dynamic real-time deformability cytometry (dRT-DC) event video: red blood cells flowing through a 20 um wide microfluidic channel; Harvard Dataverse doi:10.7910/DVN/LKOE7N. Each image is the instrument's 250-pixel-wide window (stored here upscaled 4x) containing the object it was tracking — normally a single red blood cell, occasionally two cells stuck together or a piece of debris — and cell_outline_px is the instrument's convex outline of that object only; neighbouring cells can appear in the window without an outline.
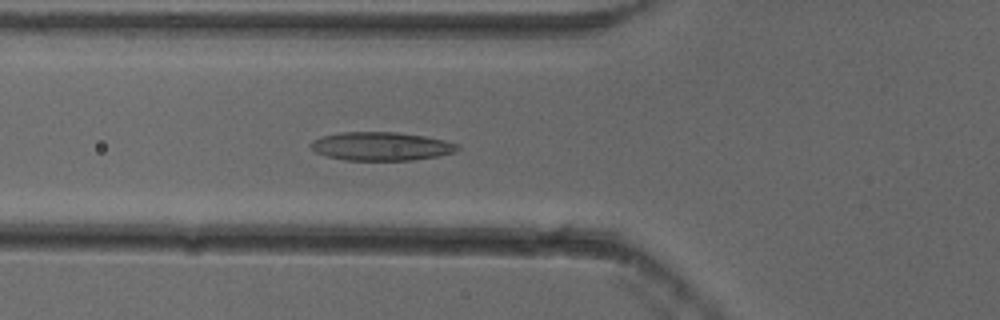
{"species": "common noctule bat (a hibernating species)", "species_latin": "Nyctalus noctula", "temperature_condition": "cold", "stored_images_in_passage": 54, "camera_frame_rate_fps": 3000, "um_per_image_px": 0.085, "animal": {"sex": "female"}, "frame": {"image": 1, "passage_image": 20, "time_ms": 6.333, "image_size_px": [1000, 320], "cell_outline_px": [[460, 148], [456, 152], [440, 156], [412, 160], [344, 160], [324, 156], [316, 152], [308, 144], [312, 140], [320, 136], [340, 132], [396, 132], [424, 136], [444, 140], [460, 144]], "centroid_in_image_um": [32.39, 12.43], "position_along_channel_um": 93.4, "area_um2": 24.68}}
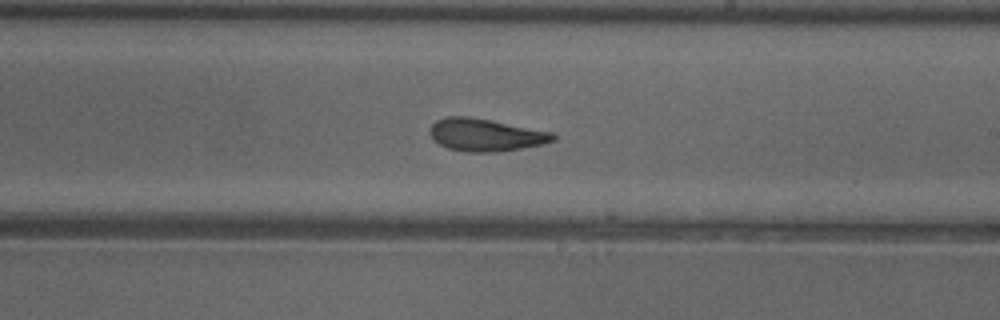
{"frame": {"image": 2, "passage_image": 32, "time_ms": 10.333, "image_size_px": [1000, 320], "cell_outline_px": [[556, 140], [540, 144], [520, 148], [496, 152], [468, 152], [448, 148], [440, 144], [432, 136], [432, 124], [436, 120], [448, 116], [468, 116], [552, 132], [556, 136]], "centroid_in_image_um": [41.29, 11.46], "position_along_channel_um": 247.7, "area_um2": 22.83}}
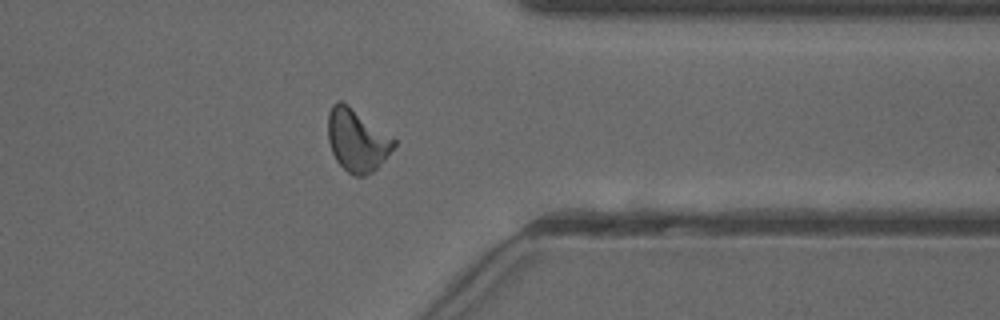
{"frame": {"image": 3, "passage_image": 43, "time_ms": 14.0, "image_size_px": [1000, 320], "cell_outline_px": [[396, 144], [384, 160], [372, 172], [364, 176], [352, 176], [336, 160], [332, 152], [328, 140], [328, 112], [332, 104], [336, 100], [340, 100], [348, 104], [396, 140]], "centroid_in_image_um": [30.32, 11.91], "position_along_channel_um": 381.1, "area_um2": 23.87}, "authors_computed_cell_mechanics": {"area_um2": 23.4379, "velocity_mm_per_s": 3.8534, "shape_relaxation_time_tau1_ms": 8.0317, "shape_relaxation_time_tau2_ms": 1.7632, "deformation_change_tau1": 0.2117, "deformation_change_tau2": 0.0847}}